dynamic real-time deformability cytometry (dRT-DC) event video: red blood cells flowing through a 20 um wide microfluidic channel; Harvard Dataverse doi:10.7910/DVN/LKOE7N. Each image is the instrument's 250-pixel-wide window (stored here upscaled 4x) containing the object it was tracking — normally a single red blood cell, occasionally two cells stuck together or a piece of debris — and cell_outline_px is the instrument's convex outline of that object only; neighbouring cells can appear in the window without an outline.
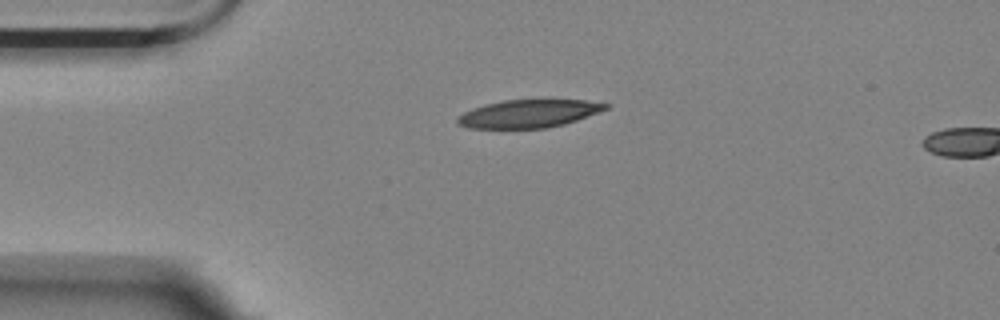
{"species": "Egyptian fruit bat (a non-hibernating species)", "species_latin": "Rousettus aegyptiacus", "temperature_condition": "room temperature", "stored_images_in_passage": 3, "camera_frame_rate_fps": 3000, "um_per_image_px": 0.085, "animal": {"sex": "female"}, "frame": {"image": 1, "passage_image": 1, "time_ms": 0.0, "image_size_px": [1000, 320], "cell_outline_px": [[608, 108], [576, 120], [564, 124], [544, 128], [468, 128], [456, 124], [456, 116], [472, 108], [484, 104], [504, 100], [584, 100], [608, 104]], "centroid_in_image_um": [44.85, 9.66], "position_along_channel_um": 40.1, "area_um2": 23.99}}